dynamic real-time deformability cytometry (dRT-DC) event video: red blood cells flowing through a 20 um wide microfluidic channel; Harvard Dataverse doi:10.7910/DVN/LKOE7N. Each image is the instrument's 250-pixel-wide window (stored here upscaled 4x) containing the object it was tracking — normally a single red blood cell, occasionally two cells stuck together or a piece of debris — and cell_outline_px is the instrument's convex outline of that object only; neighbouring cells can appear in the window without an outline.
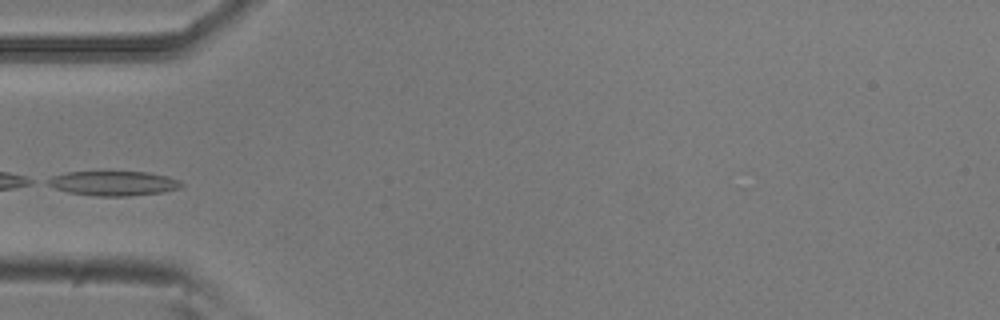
{"species": "common noctule bat (a hibernating species)", "species_latin": "Nyctalus noctula", "temperature_condition": "room temperature", "stored_images_in_passage": 5, "camera_frame_rate_fps": 3000, "um_per_image_px": 0.085, "animal": {"sex": "male", "body_mass_g": 20.5, "forearm_length_mm": 52.5}, "frame": {"image": 1, "passage_image": 4, "time_ms": 1.0, "image_size_px": [1000, 320], "cell_outline_px": [[184, 184], [180, 188], [164, 192], [128, 196], [96, 196], [68, 192], [44, 184], [44, 180], [52, 176], [68, 172], [100, 168], [148, 172], [168, 176], [180, 180]], "centroid_in_image_um": [9.6, 15.52], "position_along_channel_um": 75.4, "area_um2": 20.46}}